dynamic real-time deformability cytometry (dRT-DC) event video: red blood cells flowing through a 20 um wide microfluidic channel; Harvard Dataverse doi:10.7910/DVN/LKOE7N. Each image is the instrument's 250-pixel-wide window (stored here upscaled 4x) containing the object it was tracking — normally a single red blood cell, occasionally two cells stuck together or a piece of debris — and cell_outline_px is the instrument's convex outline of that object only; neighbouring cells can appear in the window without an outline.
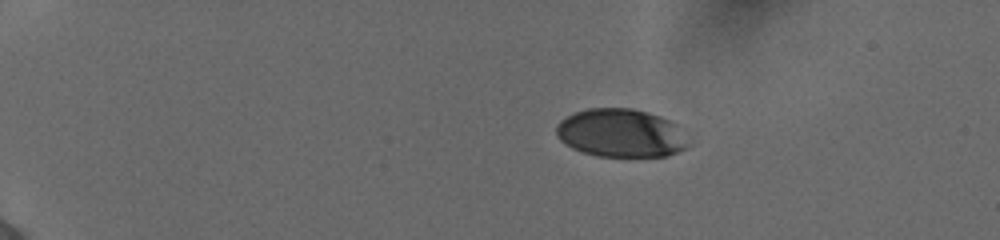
{"species": "human", "species_latin": "Homo sapiens", "temperature_condition": "cold", "stored_images_in_passage": 45, "camera_frame_rate_fps": 3000, "um_per_image_px": 0.085, "donor": {"sex": "female"}, "frame": {"image": 1, "passage_image": 1, "time_ms": 0.0, "image_size_px": [1000, 240], "cell_outline_px": [[692, 144], [688, 148], [668, 156], [596, 156], [572, 148], [564, 144], [556, 136], [556, 124], [560, 120], [576, 112], [588, 108], [632, 108], [648, 112], [660, 116], [676, 124]], "centroid_in_image_um": [52.79, 11.32], "position_along_channel_um": 32.2, "area_um2": 37.45}}
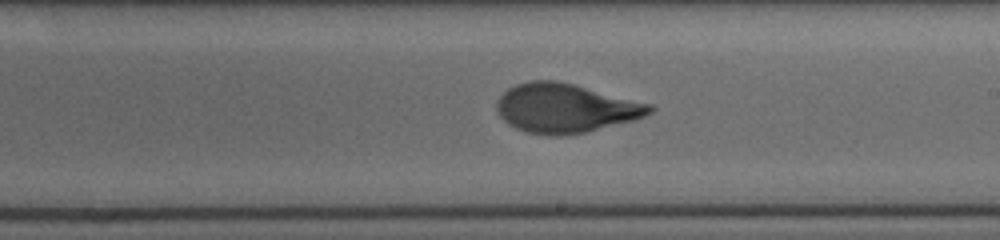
{"frame": {"image": 2, "passage_image": 25, "time_ms": 8.0, "image_size_px": [1000, 240], "cell_outline_px": [[656, 108], [652, 112], [636, 120], [584, 132], [560, 136], [548, 136], [524, 132], [508, 124], [496, 112], [496, 100], [508, 88], [516, 84], [532, 80], [556, 80], [652, 104]], "centroid_in_image_um": [48.04, 9.2], "position_along_channel_um": 241.0, "area_um2": 43.87}}
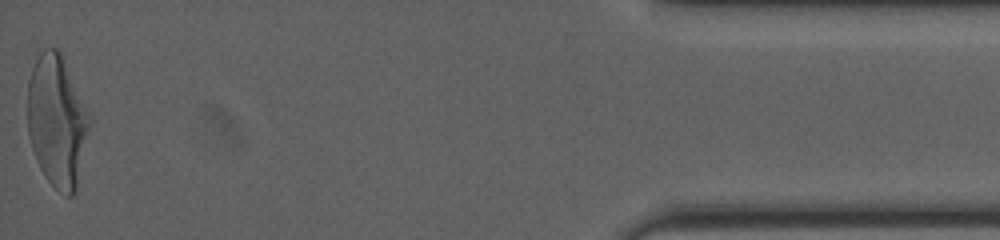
{"frame": {"image": 3, "passage_image": 45, "time_ms": 14.667, "image_size_px": [1000, 240], "cell_outline_px": [[92, 120], [76, 192], [72, 196], [68, 196], [56, 188], [44, 176], [36, 160], [32, 148], [28, 132], [28, 80], [32, 68], [40, 52], [44, 48], [56, 48], [60, 52], [92, 116]], "centroid_in_image_um": [4.87, 10.3], "position_along_channel_um": 430.3, "area_um2": 47.86}, "authors_computed_cell_mechanics": {"area_um2": 42.8876, "velocity_mm_per_s": 3.8735, "shape_relaxation_time_tau1_ms": 4.3989, "shape_relaxation_time_tau2_ms": null, "deformation_change_tau1": 0.1884, "deformation_change_tau2": null}}